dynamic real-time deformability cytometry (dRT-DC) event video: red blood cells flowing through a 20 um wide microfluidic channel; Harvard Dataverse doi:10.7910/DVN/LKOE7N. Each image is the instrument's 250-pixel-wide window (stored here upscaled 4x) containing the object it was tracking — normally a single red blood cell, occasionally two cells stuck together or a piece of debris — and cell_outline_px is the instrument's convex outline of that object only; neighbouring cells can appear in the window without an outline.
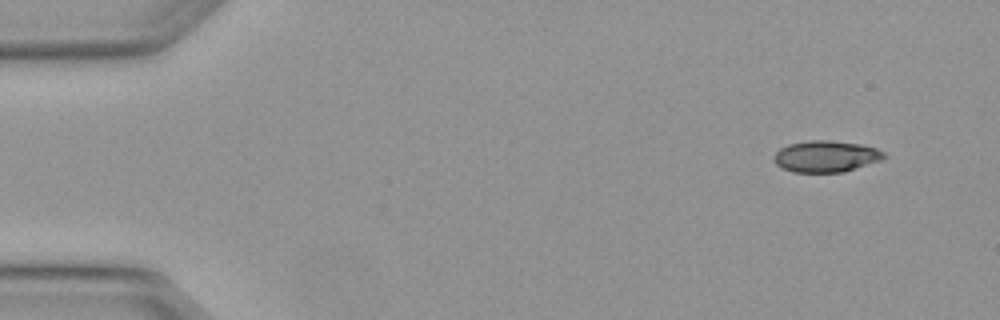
{"species": "Egyptian fruit bat (a non-hibernating species)", "species_latin": "Rousettus aegyptiacus", "temperature_condition": "warm", "stored_images_in_passage": 4, "camera_frame_rate_fps": 3000, "um_per_image_px": 0.085, "animal": {"sex": "female"}, "frame": {"image": 1, "passage_image": 1, "time_ms": 0.0, "image_size_px": [1000, 320], "cell_outline_px": [[888, 156], [880, 160], [844, 172], [792, 172], [776, 164], [772, 160], [772, 156], [780, 148], [788, 144], [812, 140], [828, 140], [860, 144], [876, 148], [884, 152]], "centroid_in_image_um": [70.19, 13.29], "position_along_channel_um": 14.8, "area_um2": 20.17}}